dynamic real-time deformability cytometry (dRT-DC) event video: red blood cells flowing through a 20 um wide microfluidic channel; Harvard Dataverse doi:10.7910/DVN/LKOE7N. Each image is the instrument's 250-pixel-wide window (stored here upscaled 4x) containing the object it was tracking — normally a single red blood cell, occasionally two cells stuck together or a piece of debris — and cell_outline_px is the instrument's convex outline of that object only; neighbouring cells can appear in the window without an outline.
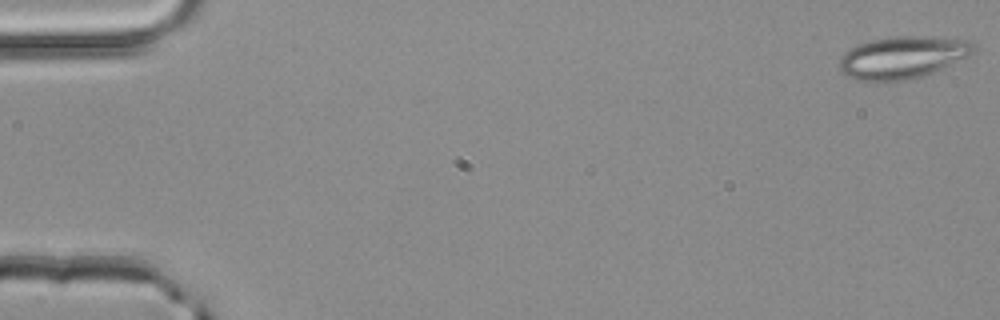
{"species": "common noctule bat (a hibernating species)", "species_latin": "Nyctalus noctula", "temperature_condition": "room temperature", "stored_images_in_passage": 4, "camera_frame_rate_fps": 3000, "um_per_image_px": 0.085, "animal": {"sex": "male", "body_mass_g": 20.4}, "frame": {"image": 1, "passage_image": 1, "time_ms": 0.0, "image_size_px": [1000, 320], "cell_outline_px": [[976, 44], [972, 56], [932, 72], [920, 76], [888, 84], [856, 80], [840, 72], [840, 60], [856, 44], [872, 40], [892, 36], [956, 36]], "centroid_in_image_um": [76.78, 4.88], "position_along_channel_um": 8.2, "area_um2": 33.81}}
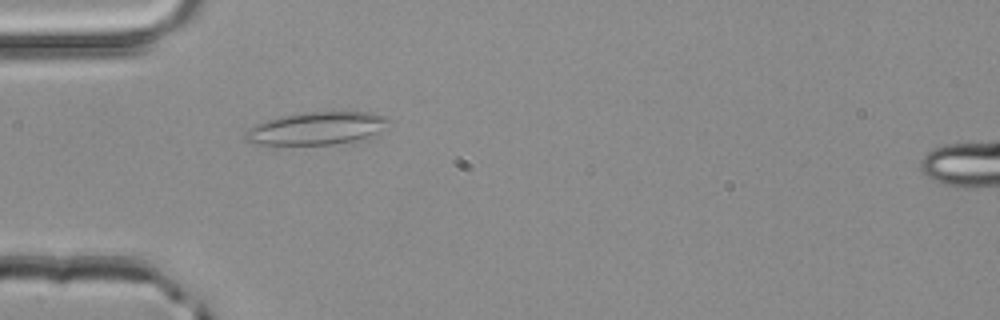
{"frame": {"image": 2, "passage_image": 4, "time_ms": 1.0, "image_size_px": [1000, 320], "cell_outline_px": [[396, 120], [376, 132], [368, 136], [352, 140], [332, 144], [260, 144], [248, 140], [244, 136], [248, 128], [256, 124], [280, 116], [304, 112], [372, 112]], "centroid_in_image_um": [26.95, 10.88], "position_along_channel_um": 58.1, "area_um2": 26.82}}